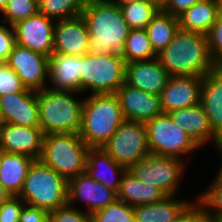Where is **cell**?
<instances>
[{"mask_svg": "<svg viewBox=\"0 0 222 222\" xmlns=\"http://www.w3.org/2000/svg\"><path fill=\"white\" fill-rule=\"evenodd\" d=\"M166 196L162 201L133 207L135 222H173L190 203Z\"/></svg>", "mask_w": 222, "mask_h": 222, "instance_id": "4316f807", "label": "cell"}, {"mask_svg": "<svg viewBox=\"0 0 222 222\" xmlns=\"http://www.w3.org/2000/svg\"><path fill=\"white\" fill-rule=\"evenodd\" d=\"M190 202L173 222H209L204 206L197 200Z\"/></svg>", "mask_w": 222, "mask_h": 222, "instance_id": "f35d334b", "label": "cell"}, {"mask_svg": "<svg viewBox=\"0 0 222 222\" xmlns=\"http://www.w3.org/2000/svg\"><path fill=\"white\" fill-rule=\"evenodd\" d=\"M125 171L126 169L119 165L102 147L89 148L85 172L90 178L117 194L122 175Z\"/></svg>", "mask_w": 222, "mask_h": 222, "instance_id": "603a6c76", "label": "cell"}, {"mask_svg": "<svg viewBox=\"0 0 222 222\" xmlns=\"http://www.w3.org/2000/svg\"><path fill=\"white\" fill-rule=\"evenodd\" d=\"M208 49L213 62L222 67V3L220 5L215 23L206 34Z\"/></svg>", "mask_w": 222, "mask_h": 222, "instance_id": "e575fe53", "label": "cell"}, {"mask_svg": "<svg viewBox=\"0 0 222 222\" xmlns=\"http://www.w3.org/2000/svg\"><path fill=\"white\" fill-rule=\"evenodd\" d=\"M71 94L79 93L48 87L37 91L39 127L44 135L79 133L84 99H76Z\"/></svg>", "mask_w": 222, "mask_h": 222, "instance_id": "277c9868", "label": "cell"}, {"mask_svg": "<svg viewBox=\"0 0 222 222\" xmlns=\"http://www.w3.org/2000/svg\"><path fill=\"white\" fill-rule=\"evenodd\" d=\"M121 54L126 63L157 58L145 29L130 30Z\"/></svg>", "mask_w": 222, "mask_h": 222, "instance_id": "f546056e", "label": "cell"}, {"mask_svg": "<svg viewBox=\"0 0 222 222\" xmlns=\"http://www.w3.org/2000/svg\"><path fill=\"white\" fill-rule=\"evenodd\" d=\"M115 94H94L84 99L79 136L89 148H101L124 121Z\"/></svg>", "mask_w": 222, "mask_h": 222, "instance_id": "3957f363", "label": "cell"}, {"mask_svg": "<svg viewBox=\"0 0 222 222\" xmlns=\"http://www.w3.org/2000/svg\"><path fill=\"white\" fill-rule=\"evenodd\" d=\"M39 11V5L34 0H10L4 10L2 22L14 25L16 22L27 19Z\"/></svg>", "mask_w": 222, "mask_h": 222, "instance_id": "d6a6232c", "label": "cell"}, {"mask_svg": "<svg viewBox=\"0 0 222 222\" xmlns=\"http://www.w3.org/2000/svg\"><path fill=\"white\" fill-rule=\"evenodd\" d=\"M201 0H167L162 6V10L173 16H180L185 10L191 8Z\"/></svg>", "mask_w": 222, "mask_h": 222, "instance_id": "b9f144b4", "label": "cell"}, {"mask_svg": "<svg viewBox=\"0 0 222 222\" xmlns=\"http://www.w3.org/2000/svg\"><path fill=\"white\" fill-rule=\"evenodd\" d=\"M56 21L38 11L13 25L15 43L47 57L53 54Z\"/></svg>", "mask_w": 222, "mask_h": 222, "instance_id": "8fae6325", "label": "cell"}, {"mask_svg": "<svg viewBox=\"0 0 222 222\" xmlns=\"http://www.w3.org/2000/svg\"><path fill=\"white\" fill-rule=\"evenodd\" d=\"M125 120L141 123L163 114L160 95L146 93L124 83L115 93Z\"/></svg>", "mask_w": 222, "mask_h": 222, "instance_id": "4fadbf2b", "label": "cell"}, {"mask_svg": "<svg viewBox=\"0 0 222 222\" xmlns=\"http://www.w3.org/2000/svg\"><path fill=\"white\" fill-rule=\"evenodd\" d=\"M0 111L4 123L39 127L37 91L29 90L0 96Z\"/></svg>", "mask_w": 222, "mask_h": 222, "instance_id": "9a60e30c", "label": "cell"}, {"mask_svg": "<svg viewBox=\"0 0 222 222\" xmlns=\"http://www.w3.org/2000/svg\"><path fill=\"white\" fill-rule=\"evenodd\" d=\"M113 4L120 6H123L125 4L134 3L140 0H110Z\"/></svg>", "mask_w": 222, "mask_h": 222, "instance_id": "f6af8a7d", "label": "cell"}, {"mask_svg": "<svg viewBox=\"0 0 222 222\" xmlns=\"http://www.w3.org/2000/svg\"><path fill=\"white\" fill-rule=\"evenodd\" d=\"M29 90L6 62L0 63V96L9 93L28 92Z\"/></svg>", "mask_w": 222, "mask_h": 222, "instance_id": "d590c367", "label": "cell"}, {"mask_svg": "<svg viewBox=\"0 0 222 222\" xmlns=\"http://www.w3.org/2000/svg\"><path fill=\"white\" fill-rule=\"evenodd\" d=\"M150 154L176 157L201 148L194 139L177 125L168 113H163L145 123Z\"/></svg>", "mask_w": 222, "mask_h": 222, "instance_id": "ba28073f", "label": "cell"}, {"mask_svg": "<svg viewBox=\"0 0 222 222\" xmlns=\"http://www.w3.org/2000/svg\"><path fill=\"white\" fill-rule=\"evenodd\" d=\"M209 222H222L220 219H210Z\"/></svg>", "mask_w": 222, "mask_h": 222, "instance_id": "816d5d0a", "label": "cell"}, {"mask_svg": "<svg viewBox=\"0 0 222 222\" xmlns=\"http://www.w3.org/2000/svg\"><path fill=\"white\" fill-rule=\"evenodd\" d=\"M185 162L176 157L149 154L128 170L138 180L158 187L166 196H175Z\"/></svg>", "mask_w": 222, "mask_h": 222, "instance_id": "30bf717a", "label": "cell"}, {"mask_svg": "<svg viewBox=\"0 0 222 222\" xmlns=\"http://www.w3.org/2000/svg\"><path fill=\"white\" fill-rule=\"evenodd\" d=\"M39 6L45 1V0H34Z\"/></svg>", "mask_w": 222, "mask_h": 222, "instance_id": "681fc988", "label": "cell"}, {"mask_svg": "<svg viewBox=\"0 0 222 222\" xmlns=\"http://www.w3.org/2000/svg\"><path fill=\"white\" fill-rule=\"evenodd\" d=\"M2 155H3V150L0 148V165H1V161H2Z\"/></svg>", "mask_w": 222, "mask_h": 222, "instance_id": "f907efd6", "label": "cell"}, {"mask_svg": "<svg viewBox=\"0 0 222 222\" xmlns=\"http://www.w3.org/2000/svg\"><path fill=\"white\" fill-rule=\"evenodd\" d=\"M166 195L153 185L138 180L129 170L121 178L117 199L136 207L162 201Z\"/></svg>", "mask_w": 222, "mask_h": 222, "instance_id": "cb8c5ba5", "label": "cell"}, {"mask_svg": "<svg viewBox=\"0 0 222 222\" xmlns=\"http://www.w3.org/2000/svg\"><path fill=\"white\" fill-rule=\"evenodd\" d=\"M102 148L128 170L150 154L145 123L124 120Z\"/></svg>", "mask_w": 222, "mask_h": 222, "instance_id": "9c48e42d", "label": "cell"}, {"mask_svg": "<svg viewBox=\"0 0 222 222\" xmlns=\"http://www.w3.org/2000/svg\"><path fill=\"white\" fill-rule=\"evenodd\" d=\"M169 77L157 58L126 63L125 83L149 94L160 95Z\"/></svg>", "mask_w": 222, "mask_h": 222, "instance_id": "d6986e66", "label": "cell"}, {"mask_svg": "<svg viewBox=\"0 0 222 222\" xmlns=\"http://www.w3.org/2000/svg\"><path fill=\"white\" fill-rule=\"evenodd\" d=\"M89 147L79 133L44 135L40 160L70 180L85 172Z\"/></svg>", "mask_w": 222, "mask_h": 222, "instance_id": "8992f818", "label": "cell"}, {"mask_svg": "<svg viewBox=\"0 0 222 222\" xmlns=\"http://www.w3.org/2000/svg\"><path fill=\"white\" fill-rule=\"evenodd\" d=\"M222 0H201L180 16L179 29L207 34L215 23Z\"/></svg>", "mask_w": 222, "mask_h": 222, "instance_id": "d4e9b609", "label": "cell"}, {"mask_svg": "<svg viewBox=\"0 0 222 222\" xmlns=\"http://www.w3.org/2000/svg\"><path fill=\"white\" fill-rule=\"evenodd\" d=\"M87 0H45L39 11L47 17L57 20H64L81 16Z\"/></svg>", "mask_w": 222, "mask_h": 222, "instance_id": "4dcf8cb0", "label": "cell"}, {"mask_svg": "<svg viewBox=\"0 0 222 222\" xmlns=\"http://www.w3.org/2000/svg\"><path fill=\"white\" fill-rule=\"evenodd\" d=\"M131 30L145 29L162 7L152 0H140L120 6Z\"/></svg>", "mask_w": 222, "mask_h": 222, "instance_id": "f1b7e54d", "label": "cell"}, {"mask_svg": "<svg viewBox=\"0 0 222 222\" xmlns=\"http://www.w3.org/2000/svg\"><path fill=\"white\" fill-rule=\"evenodd\" d=\"M81 56L53 53L48 60V88L81 93Z\"/></svg>", "mask_w": 222, "mask_h": 222, "instance_id": "ffe728a7", "label": "cell"}, {"mask_svg": "<svg viewBox=\"0 0 222 222\" xmlns=\"http://www.w3.org/2000/svg\"><path fill=\"white\" fill-rule=\"evenodd\" d=\"M44 134L40 127L4 123L0 148L7 153L23 154L38 160L42 154Z\"/></svg>", "mask_w": 222, "mask_h": 222, "instance_id": "2e32d148", "label": "cell"}, {"mask_svg": "<svg viewBox=\"0 0 222 222\" xmlns=\"http://www.w3.org/2000/svg\"><path fill=\"white\" fill-rule=\"evenodd\" d=\"M49 57L15 44L6 63L30 90H43L48 78Z\"/></svg>", "mask_w": 222, "mask_h": 222, "instance_id": "7c38bea8", "label": "cell"}, {"mask_svg": "<svg viewBox=\"0 0 222 222\" xmlns=\"http://www.w3.org/2000/svg\"><path fill=\"white\" fill-rule=\"evenodd\" d=\"M207 189L196 200L204 206L210 219H220L222 217V183L215 178Z\"/></svg>", "mask_w": 222, "mask_h": 222, "instance_id": "836d02e7", "label": "cell"}, {"mask_svg": "<svg viewBox=\"0 0 222 222\" xmlns=\"http://www.w3.org/2000/svg\"><path fill=\"white\" fill-rule=\"evenodd\" d=\"M89 38L82 16L57 20L54 27L53 53L83 56L89 52Z\"/></svg>", "mask_w": 222, "mask_h": 222, "instance_id": "ac0fdd59", "label": "cell"}, {"mask_svg": "<svg viewBox=\"0 0 222 222\" xmlns=\"http://www.w3.org/2000/svg\"><path fill=\"white\" fill-rule=\"evenodd\" d=\"M116 199L117 194L113 190L90 178L86 172L68 180V204L73 207L76 201L85 202L88 207L85 211L90 215Z\"/></svg>", "mask_w": 222, "mask_h": 222, "instance_id": "5bb4252c", "label": "cell"}, {"mask_svg": "<svg viewBox=\"0 0 222 222\" xmlns=\"http://www.w3.org/2000/svg\"><path fill=\"white\" fill-rule=\"evenodd\" d=\"M126 62L121 53L81 56V93L115 94L125 83Z\"/></svg>", "mask_w": 222, "mask_h": 222, "instance_id": "52a82bcc", "label": "cell"}, {"mask_svg": "<svg viewBox=\"0 0 222 222\" xmlns=\"http://www.w3.org/2000/svg\"><path fill=\"white\" fill-rule=\"evenodd\" d=\"M151 47L157 55L173 40L179 30L178 17L164 12L162 9L145 28Z\"/></svg>", "mask_w": 222, "mask_h": 222, "instance_id": "83f0119b", "label": "cell"}, {"mask_svg": "<svg viewBox=\"0 0 222 222\" xmlns=\"http://www.w3.org/2000/svg\"><path fill=\"white\" fill-rule=\"evenodd\" d=\"M48 222H91V215L67 204L49 212Z\"/></svg>", "mask_w": 222, "mask_h": 222, "instance_id": "8d00e7d4", "label": "cell"}, {"mask_svg": "<svg viewBox=\"0 0 222 222\" xmlns=\"http://www.w3.org/2000/svg\"><path fill=\"white\" fill-rule=\"evenodd\" d=\"M10 0H0V13L4 10Z\"/></svg>", "mask_w": 222, "mask_h": 222, "instance_id": "bcb514c9", "label": "cell"}, {"mask_svg": "<svg viewBox=\"0 0 222 222\" xmlns=\"http://www.w3.org/2000/svg\"><path fill=\"white\" fill-rule=\"evenodd\" d=\"M48 215L44 209L25 205L21 210L19 222H48Z\"/></svg>", "mask_w": 222, "mask_h": 222, "instance_id": "60d3db41", "label": "cell"}, {"mask_svg": "<svg viewBox=\"0 0 222 222\" xmlns=\"http://www.w3.org/2000/svg\"><path fill=\"white\" fill-rule=\"evenodd\" d=\"M91 222H135L133 206L116 199L91 215Z\"/></svg>", "mask_w": 222, "mask_h": 222, "instance_id": "1f68e13d", "label": "cell"}, {"mask_svg": "<svg viewBox=\"0 0 222 222\" xmlns=\"http://www.w3.org/2000/svg\"><path fill=\"white\" fill-rule=\"evenodd\" d=\"M25 202L19 196H10L0 203V222H19Z\"/></svg>", "mask_w": 222, "mask_h": 222, "instance_id": "74e56055", "label": "cell"}, {"mask_svg": "<svg viewBox=\"0 0 222 222\" xmlns=\"http://www.w3.org/2000/svg\"><path fill=\"white\" fill-rule=\"evenodd\" d=\"M168 114L200 147L212 141L213 145H216L220 140L214 134L208 116L200 103L196 106L172 110Z\"/></svg>", "mask_w": 222, "mask_h": 222, "instance_id": "44dd1931", "label": "cell"}, {"mask_svg": "<svg viewBox=\"0 0 222 222\" xmlns=\"http://www.w3.org/2000/svg\"><path fill=\"white\" fill-rule=\"evenodd\" d=\"M216 149H218V151L221 153L220 157H222V139H220L217 143H216ZM216 179L222 183V163H221V168L219 169L217 175H215Z\"/></svg>", "mask_w": 222, "mask_h": 222, "instance_id": "7bdbcfd3", "label": "cell"}, {"mask_svg": "<svg viewBox=\"0 0 222 222\" xmlns=\"http://www.w3.org/2000/svg\"><path fill=\"white\" fill-rule=\"evenodd\" d=\"M9 197V193L5 190V188L2 186V183L0 182V203L7 200Z\"/></svg>", "mask_w": 222, "mask_h": 222, "instance_id": "ee69618b", "label": "cell"}, {"mask_svg": "<svg viewBox=\"0 0 222 222\" xmlns=\"http://www.w3.org/2000/svg\"><path fill=\"white\" fill-rule=\"evenodd\" d=\"M157 59L169 76H197L215 70L208 49L207 36L179 29L171 43L157 54Z\"/></svg>", "mask_w": 222, "mask_h": 222, "instance_id": "7a4b0ae2", "label": "cell"}, {"mask_svg": "<svg viewBox=\"0 0 222 222\" xmlns=\"http://www.w3.org/2000/svg\"><path fill=\"white\" fill-rule=\"evenodd\" d=\"M15 34L12 25L0 24V63H5L15 45Z\"/></svg>", "mask_w": 222, "mask_h": 222, "instance_id": "ab89813d", "label": "cell"}, {"mask_svg": "<svg viewBox=\"0 0 222 222\" xmlns=\"http://www.w3.org/2000/svg\"><path fill=\"white\" fill-rule=\"evenodd\" d=\"M81 16L90 36V53L122 52L131 29L118 5L110 0H87Z\"/></svg>", "mask_w": 222, "mask_h": 222, "instance_id": "6da1fadb", "label": "cell"}, {"mask_svg": "<svg viewBox=\"0 0 222 222\" xmlns=\"http://www.w3.org/2000/svg\"><path fill=\"white\" fill-rule=\"evenodd\" d=\"M33 160L23 154L3 151L0 165V182L10 196H19Z\"/></svg>", "mask_w": 222, "mask_h": 222, "instance_id": "484cf974", "label": "cell"}, {"mask_svg": "<svg viewBox=\"0 0 222 222\" xmlns=\"http://www.w3.org/2000/svg\"><path fill=\"white\" fill-rule=\"evenodd\" d=\"M202 77L171 76L160 93L164 113L200 103Z\"/></svg>", "mask_w": 222, "mask_h": 222, "instance_id": "e0dca14e", "label": "cell"}, {"mask_svg": "<svg viewBox=\"0 0 222 222\" xmlns=\"http://www.w3.org/2000/svg\"><path fill=\"white\" fill-rule=\"evenodd\" d=\"M3 124H4V121L0 119V141H1V131H2Z\"/></svg>", "mask_w": 222, "mask_h": 222, "instance_id": "c3c4849f", "label": "cell"}, {"mask_svg": "<svg viewBox=\"0 0 222 222\" xmlns=\"http://www.w3.org/2000/svg\"><path fill=\"white\" fill-rule=\"evenodd\" d=\"M152 1H155L156 3H158L162 7L167 0H152Z\"/></svg>", "mask_w": 222, "mask_h": 222, "instance_id": "7dc6e473", "label": "cell"}, {"mask_svg": "<svg viewBox=\"0 0 222 222\" xmlns=\"http://www.w3.org/2000/svg\"><path fill=\"white\" fill-rule=\"evenodd\" d=\"M19 197L26 205L49 213L68 204V180L40 159L33 160Z\"/></svg>", "mask_w": 222, "mask_h": 222, "instance_id": "5b68a950", "label": "cell"}, {"mask_svg": "<svg viewBox=\"0 0 222 222\" xmlns=\"http://www.w3.org/2000/svg\"><path fill=\"white\" fill-rule=\"evenodd\" d=\"M200 104L214 134L222 139V67L202 77Z\"/></svg>", "mask_w": 222, "mask_h": 222, "instance_id": "7402d4cb", "label": "cell"}]
</instances>
